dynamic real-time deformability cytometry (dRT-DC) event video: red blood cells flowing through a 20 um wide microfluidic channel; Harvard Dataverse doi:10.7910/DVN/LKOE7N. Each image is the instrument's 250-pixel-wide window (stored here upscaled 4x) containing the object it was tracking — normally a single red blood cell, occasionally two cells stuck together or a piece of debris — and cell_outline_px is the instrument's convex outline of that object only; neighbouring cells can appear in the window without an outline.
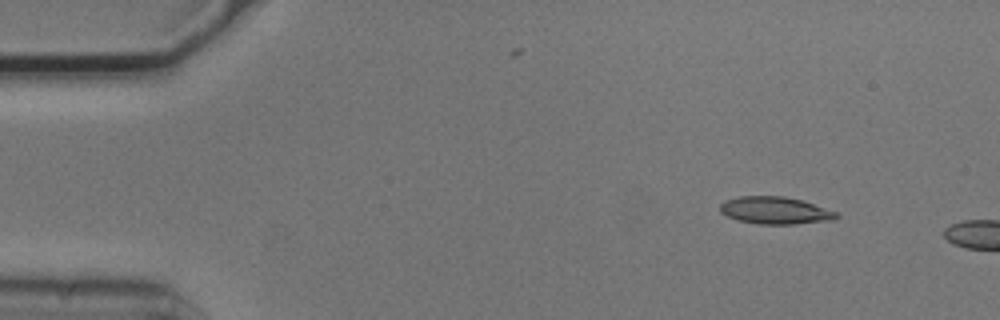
{"species": "common noctule bat (a hibernating species)", "species_latin": "Nyctalus noctula", "temperature_condition": "cold", "stored_images_in_passage": 5, "camera_frame_rate_fps": 3000, "um_per_image_px": 0.085, "animal": {"sex": "male", "body_mass_g": 20.5, "forearm_length_mm": 52.5}, "frame": {"image": 1, "passage_image": 1, "time_ms": 0.0, "image_size_px": [1000, 320], "cell_outline_px": [[840, 216], [836, 220], [792, 224], [760, 224], [736, 220], [720, 212], [720, 204], [724, 200], [740, 196], [784, 196], [800, 200], [836, 212]], "centroid_in_image_um": [65.86, 17.89], "position_along_channel_um": 19.1, "area_um2": 18.44}}